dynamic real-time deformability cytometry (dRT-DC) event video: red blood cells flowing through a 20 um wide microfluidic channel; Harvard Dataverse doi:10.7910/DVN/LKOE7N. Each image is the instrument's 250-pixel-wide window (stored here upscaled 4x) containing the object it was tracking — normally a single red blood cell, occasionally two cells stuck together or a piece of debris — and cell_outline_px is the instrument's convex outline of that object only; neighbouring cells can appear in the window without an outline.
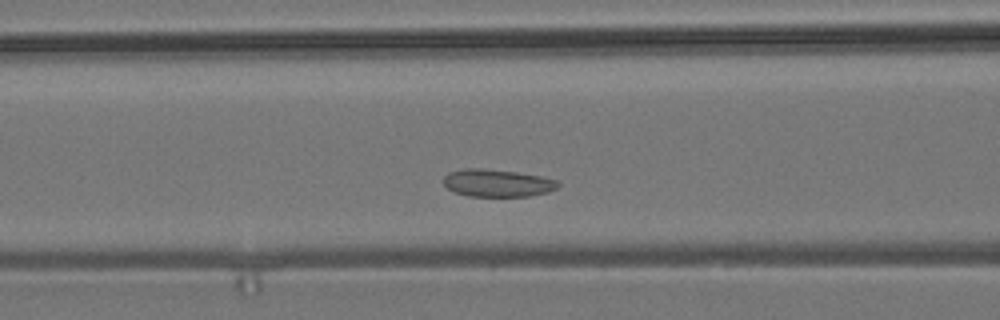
{"species": "common noctule bat (a hibernating species)", "species_latin": "Nyctalus noctula", "temperature_condition": "room temperature", "stored_images_in_passage": 22, "camera_frame_rate_fps": 3000, "um_per_image_px": 0.085, "animal": {"sex": "male", "body_mass_g": 19.2, "forearm_length_mm": 51.8}, "frame": {"image": 1, "passage_image": 13, "time_ms": 4.0, "image_size_px": [1000, 320], "cell_outline_px": [[560, 184], [556, 188], [548, 192], [528, 196], [468, 196], [452, 192], [444, 184], [444, 176], [448, 172], [464, 168], [484, 168], [516, 172], [540, 176], [556, 180]], "centroid_in_image_um": [42.23, 15.55], "position_along_channel_um": 124.4, "area_um2": 18.38}}
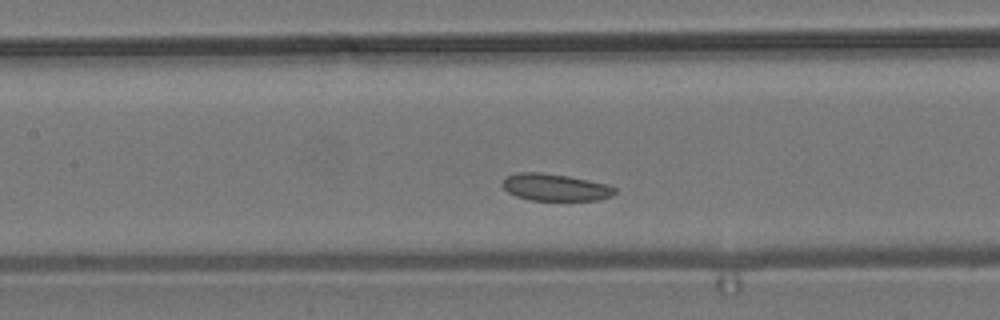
{"frame": {"image": 2, "passage_image": 16, "time_ms": 5.0, "image_size_px": [1000, 320], "cell_outline_px": [[616, 192], [612, 196], [596, 200], [528, 200], [516, 196], [508, 192], [500, 184], [504, 176], [516, 172], [540, 172], [568, 176], [608, 184], [616, 188]], "centroid_in_image_um": [47.15, 15.91], "position_along_channel_um": 160.3, "area_um2": 17.92}}